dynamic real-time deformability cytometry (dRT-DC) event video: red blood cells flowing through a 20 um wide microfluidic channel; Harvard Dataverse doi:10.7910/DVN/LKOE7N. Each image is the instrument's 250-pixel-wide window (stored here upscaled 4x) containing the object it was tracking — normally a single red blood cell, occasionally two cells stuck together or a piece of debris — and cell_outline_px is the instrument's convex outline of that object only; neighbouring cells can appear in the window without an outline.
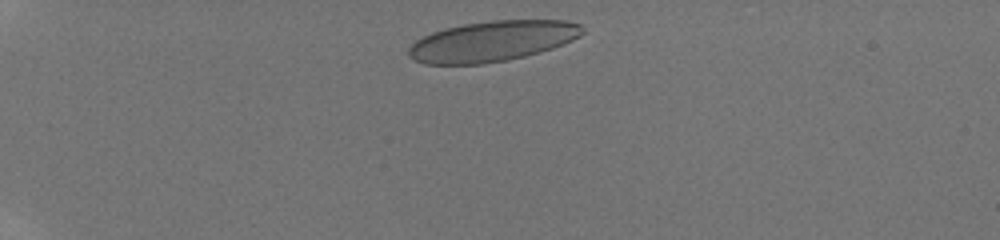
{"species": "human", "species_latin": "Homo sapiens", "temperature_condition": "room temperature", "stored_images_in_passage": 22, "camera_frame_rate_fps": 3000, "um_per_image_px": 0.085, "donor": {"sex": "male"}, "frame": {"image": 1, "passage_image": 2, "time_ms": 0.667, "image_size_px": [1000, 240], "cell_outline_px": [[584, 32], [580, 36], [564, 44], [552, 48], [524, 56], [508, 60], [484, 64], [424, 64], [412, 60], [408, 56], [408, 48], [416, 40], [432, 32], [444, 28], [464, 24], [492, 20], [568, 20], [580, 24]], "centroid_in_image_um": [41.83, 3.5], "position_along_channel_um": 43.2, "area_um2": 41.15}}
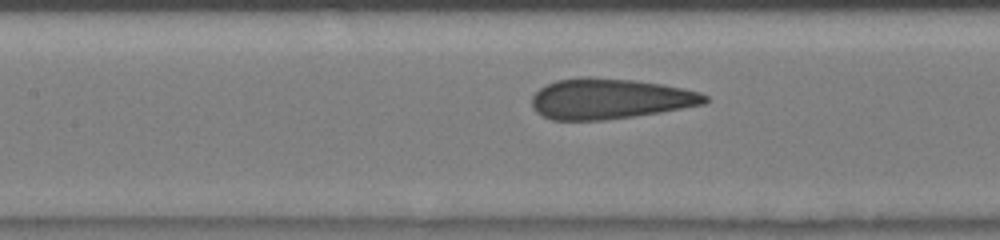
{"frame": {"image": 2, "passage_image": 11, "time_ms": 5.0, "image_size_px": [1000, 240], "cell_outline_px": [[708, 100], [704, 104], [660, 112], [604, 120], [552, 120], [536, 112], [532, 108], [532, 96], [540, 88], [556, 80], [588, 76], [632, 80], [660, 84], [684, 88], [700, 92], [708, 96]], "centroid_in_image_um": [51.82, 8.39], "position_along_channel_um": 155.6, "area_um2": 40.69}}
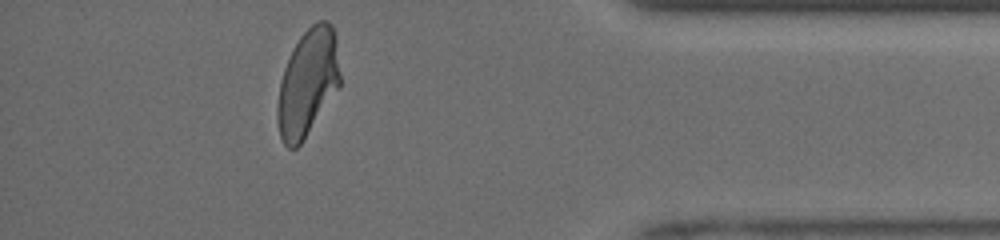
{"frame": {"image": 3, "passage_image": 21, "time_ms": 11.667, "image_size_px": [1000, 240], "cell_outline_px": [[340, 88], [300, 144], [296, 148], [288, 148], [284, 144], [280, 136], [276, 120], [276, 108], [280, 84], [284, 68], [300, 36], [316, 20], [328, 20], [332, 24], [336, 36], [340, 72]], "centroid_in_image_um": [26.17, 7.03], "position_along_channel_um": 409.0, "area_um2": 39.25}, "authors_computed_cell_mechanics": {"area_um2": 40.7201, "velocity_mm_per_s": 4.1756, "shape_relaxation_time_tau1_ms": 5.0427, "shape_relaxation_time_tau2_ms": 0.5893, "deformation_change_tau1": 0.1877, "deformation_change_tau2": 0.0692}}